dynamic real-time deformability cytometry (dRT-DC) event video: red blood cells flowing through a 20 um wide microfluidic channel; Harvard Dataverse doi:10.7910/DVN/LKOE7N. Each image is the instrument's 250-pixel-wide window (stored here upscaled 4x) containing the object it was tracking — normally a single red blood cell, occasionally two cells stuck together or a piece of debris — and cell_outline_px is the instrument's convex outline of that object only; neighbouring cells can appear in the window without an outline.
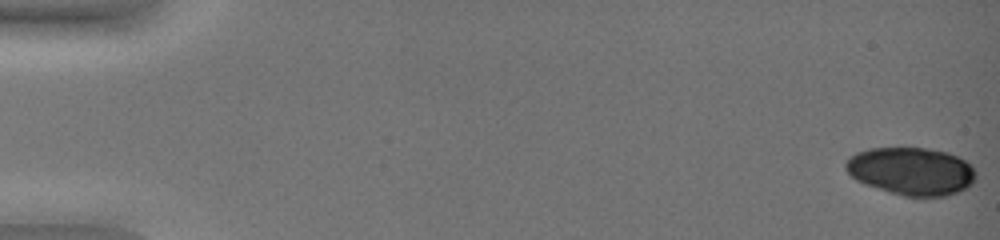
{"species": "common noctule bat (a hibernating species)", "species_latin": "Nyctalus noctula", "temperature_condition": "warm", "stored_images_in_passage": 10, "camera_frame_rate_fps": 3000, "um_per_image_px": 0.085, "animal": {"sex": "female", "body_mass_g": 19.0, "forearm_length_mm": 51.5}, "frame": {"image": 1, "passage_image": 1, "time_ms": 0.0, "image_size_px": [1000, 240], "cell_outline_px": [[976, 180], [968, 188], [960, 192], [944, 196], [904, 196], [864, 184], [856, 180], [844, 168], [844, 164], [848, 156], [856, 152], [868, 148], [924, 148], [948, 152], [972, 164], [976, 172]], "centroid_in_image_um": [77.47, 14.54], "position_along_channel_um": 7.5, "area_um2": 36.53}}